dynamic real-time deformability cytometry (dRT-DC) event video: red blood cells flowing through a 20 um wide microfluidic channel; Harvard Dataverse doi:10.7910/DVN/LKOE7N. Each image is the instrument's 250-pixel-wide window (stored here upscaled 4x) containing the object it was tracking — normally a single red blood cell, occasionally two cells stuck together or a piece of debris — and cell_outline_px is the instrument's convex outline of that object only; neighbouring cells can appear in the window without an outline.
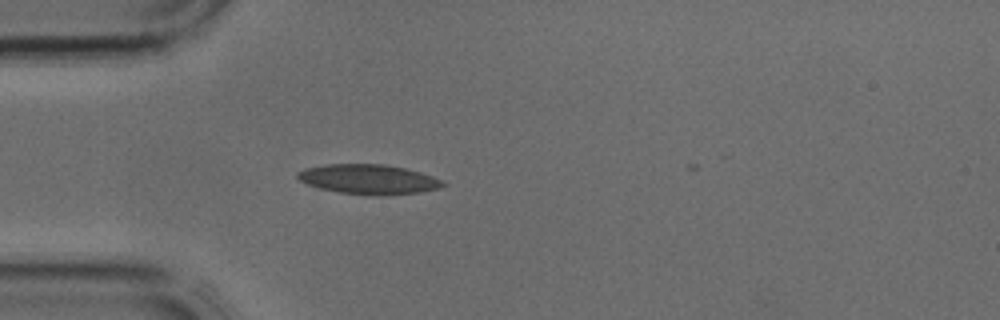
{"species": "common noctule bat (a hibernating species)", "species_latin": "Nyctalus noctula", "temperature_condition": "cold", "stored_images_in_passage": 5, "camera_frame_rate_fps": 3000, "um_per_image_px": 0.085, "animal": {"sex": "male", "body_mass_g": 17.9, "forearm_length_mm": 54.2}, "frame": {"image": 1, "passage_image": 4, "time_ms": 1.0, "image_size_px": [1000, 320], "cell_outline_px": [[448, 184], [436, 188], [420, 192], [380, 196], [340, 192], [320, 188], [308, 184], [300, 180], [296, 176], [296, 172], [304, 168], [324, 164], [384, 164], [404, 168], [420, 172], [432, 176]], "centroid_in_image_um": [31.3, 15.23], "position_along_channel_um": 53.7, "area_um2": 25.03}}